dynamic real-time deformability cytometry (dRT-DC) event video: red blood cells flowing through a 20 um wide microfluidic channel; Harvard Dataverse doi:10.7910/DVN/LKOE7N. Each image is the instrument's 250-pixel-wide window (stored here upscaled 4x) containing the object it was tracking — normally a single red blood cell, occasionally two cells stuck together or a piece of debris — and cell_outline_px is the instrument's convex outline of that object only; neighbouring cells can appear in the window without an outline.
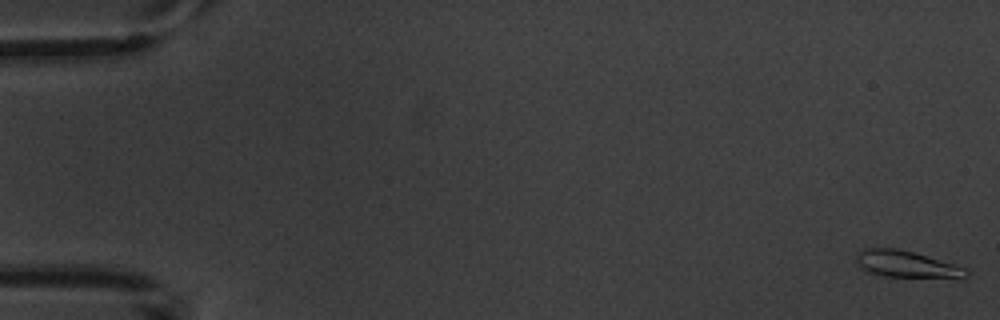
{"species": "common noctule bat (a hibernating species)", "species_latin": "Nyctalus noctula", "temperature_condition": "warm", "stored_images_in_passage": 3, "camera_frame_rate_fps": 3000, "um_per_image_px": 0.085, "animal": {"sex": "male", "body_mass_g": 20.1, "forearm_length_mm": 53.5}, "frame": {"image": 1, "passage_image": 1, "time_ms": 0.0, "image_size_px": [1000, 320], "cell_outline_px": [[968, 276], [880, 276], [868, 272], [860, 268], [856, 264], [856, 256], [864, 248], [896, 248], [912, 252], [952, 264], [964, 268], [968, 272]], "centroid_in_image_um": [76.88, 22.43], "position_along_channel_um": 8.1, "area_um2": 16.3}}